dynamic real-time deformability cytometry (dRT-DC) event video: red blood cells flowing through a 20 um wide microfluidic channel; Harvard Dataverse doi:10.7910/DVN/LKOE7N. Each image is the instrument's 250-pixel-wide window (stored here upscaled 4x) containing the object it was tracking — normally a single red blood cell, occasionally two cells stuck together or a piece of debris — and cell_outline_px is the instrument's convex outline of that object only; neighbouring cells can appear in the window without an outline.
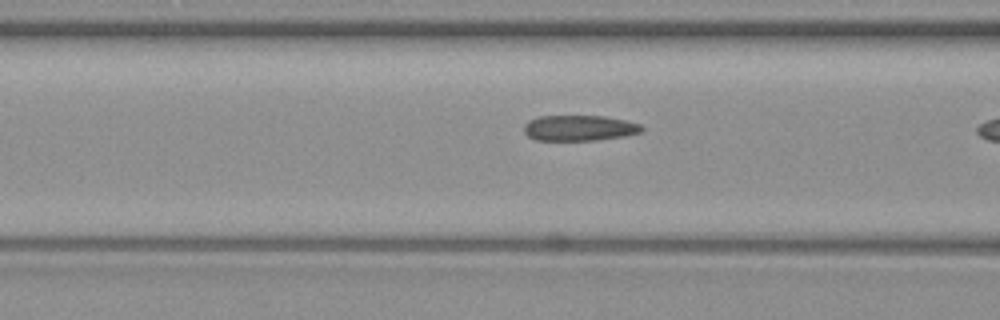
{"species": "common noctule bat (a hibernating species)", "species_latin": "Nyctalus noctula", "temperature_condition": "warm", "stored_images_in_passage": 19, "camera_frame_rate_fps": 3000, "um_per_image_px": 0.085, "animal": {"sex": "female", "body_mass_g": 19.3, "forearm_length_mm": 54.1}, "frame": {"image": 1, "passage_image": 18, "time_ms": 5.667, "image_size_px": [1000, 320], "cell_outline_px": [[644, 128], [640, 132], [624, 136], [596, 140], [536, 140], [528, 136], [524, 132], [524, 124], [528, 120], [536, 116], [604, 116], [624, 120], [640, 124]], "centroid_in_image_um": [49.2, 10.87], "position_along_channel_um": 117.4, "area_um2": 17.57}}